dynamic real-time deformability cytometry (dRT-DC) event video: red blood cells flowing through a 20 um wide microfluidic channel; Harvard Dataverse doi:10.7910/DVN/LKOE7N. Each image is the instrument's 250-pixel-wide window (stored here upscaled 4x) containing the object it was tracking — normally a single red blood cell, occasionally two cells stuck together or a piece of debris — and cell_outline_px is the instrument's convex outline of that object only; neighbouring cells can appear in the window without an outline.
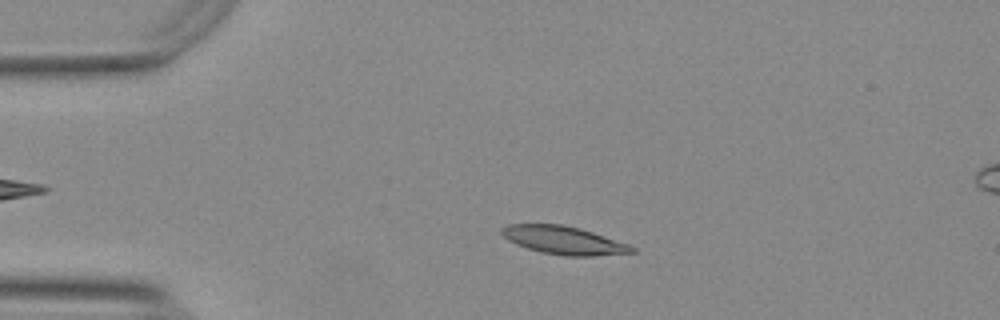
{"species": "Egyptian fruit bat (a non-hibernating species)", "species_latin": "Rousettus aegyptiacus", "temperature_condition": "warm", "stored_images_in_passage": 46, "camera_frame_rate_fps": 3000, "um_per_image_px": 0.085, "animal": {"sex": "female"}, "frame": {"image": 1, "passage_image": 4, "time_ms": 1.0, "image_size_px": [1000, 320], "cell_outline_px": [[636, 252], [592, 256], [564, 256], [540, 252], [516, 244], [508, 240], [500, 232], [500, 228], [508, 224], [560, 224], [580, 228], [628, 244], [636, 248]], "centroid_in_image_um": [47.89, 20.42], "position_along_channel_um": 37.1, "area_um2": 21.27}}
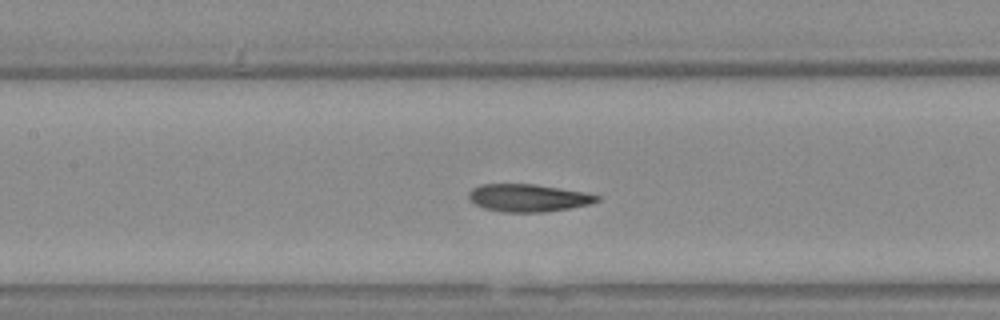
{"frame": {"image": 2, "passage_image": 17, "time_ms": 5.333, "image_size_px": [1000, 320], "cell_outline_px": [[600, 200], [588, 204], [568, 208], [544, 212], [500, 212], [484, 208], [468, 200], [468, 192], [472, 188], [480, 184], [536, 184], [584, 192], [600, 196]], "centroid_in_image_um": [44.85, 16.81], "position_along_channel_um": 162.6, "area_um2": 20.63}}
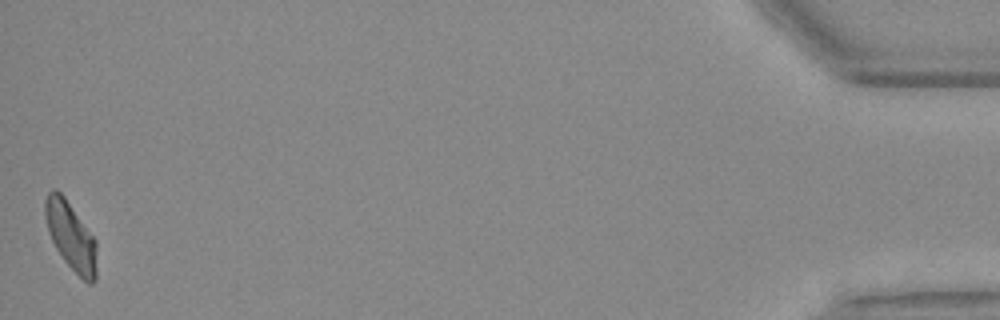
{"frame": {"image": 3, "passage_image": 46, "time_ms": 15.0, "image_size_px": [1000, 320], "cell_outline_px": [[96, 280], [92, 284], [88, 284], [64, 260], [56, 248], [52, 240], [48, 228], [44, 212], [44, 200], [48, 192], [52, 188], [56, 188], [64, 196], [96, 240]], "centroid_in_image_um": [6.02, 20.04], "position_along_channel_um": 429.2, "area_um2": 20.29}, "authors_computed_cell_mechanics": {"area_um2": 20.7213, "velocity_mm_per_s": 3.7494, "shape_relaxation_time_tau1_ms": 9.1534, "shape_relaxation_time_tau2_ms": 2.9639, "deformation_change_tau1": 0.2451, "deformation_change_tau2": 0.1181}}